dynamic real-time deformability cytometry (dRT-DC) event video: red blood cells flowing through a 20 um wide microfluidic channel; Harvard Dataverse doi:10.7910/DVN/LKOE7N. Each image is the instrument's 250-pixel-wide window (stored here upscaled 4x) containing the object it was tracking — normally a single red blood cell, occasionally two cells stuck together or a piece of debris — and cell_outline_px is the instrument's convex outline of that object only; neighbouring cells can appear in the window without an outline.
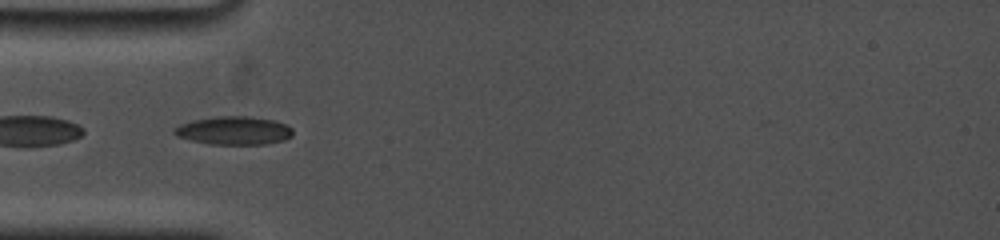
{"species": "common noctule bat (a hibernating species)", "species_latin": "Nyctalus noctula", "temperature_condition": "cold", "stored_images_in_passage": 7, "camera_frame_rate_fps": 5000, "um_per_image_px": 0.085, "animal": {"sex": "female", "body_mass_g": 19.0, "forearm_length_mm": 53.3}, "frame": {"image": 1, "passage_image": 3, "time_ms": 0.4, "image_size_px": [1000, 240], "cell_outline_px": [[292, 136], [284, 140], [264, 144], [208, 144], [176, 136], [172, 132], [172, 128], [180, 124], [192, 120], [216, 116], [248, 116], [272, 120], [284, 124], [292, 128]], "centroid_in_image_um": [19.83, 11.09], "position_along_channel_um": 65.2, "area_um2": 19.54}}